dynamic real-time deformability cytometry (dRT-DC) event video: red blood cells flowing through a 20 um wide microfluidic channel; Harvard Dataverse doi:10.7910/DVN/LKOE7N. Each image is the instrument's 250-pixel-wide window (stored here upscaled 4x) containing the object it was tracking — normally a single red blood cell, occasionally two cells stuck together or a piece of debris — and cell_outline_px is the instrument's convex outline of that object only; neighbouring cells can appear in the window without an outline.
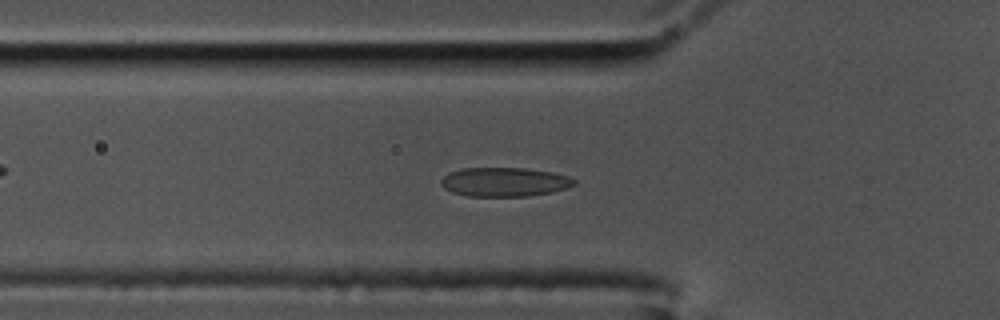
{"species": "common noctule bat (a hibernating species)", "species_latin": "Nyctalus noctula", "temperature_condition": "cold", "stored_images_in_passage": 51, "camera_frame_rate_fps": 3000, "um_per_image_px": 0.085, "animal": {"sex": "male", "body_mass_g": 17.5, "forearm_length_mm": 52.3}, "frame": {"image": 1, "passage_image": 11, "time_ms": 3.333, "image_size_px": [1000, 320], "cell_outline_px": [[576, 184], [568, 188], [552, 192], [528, 196], [468, 196], [452, 192], [444, 188], [440, 184], [440, 180], [448, 172], [464, 168], [524, 168], [552, 172], [568, 176], [576, 180]], "centroid_in_image_um": [42.88, 15.47], "position_along_channel_um": 82.9, "area_um2": 22.66}}
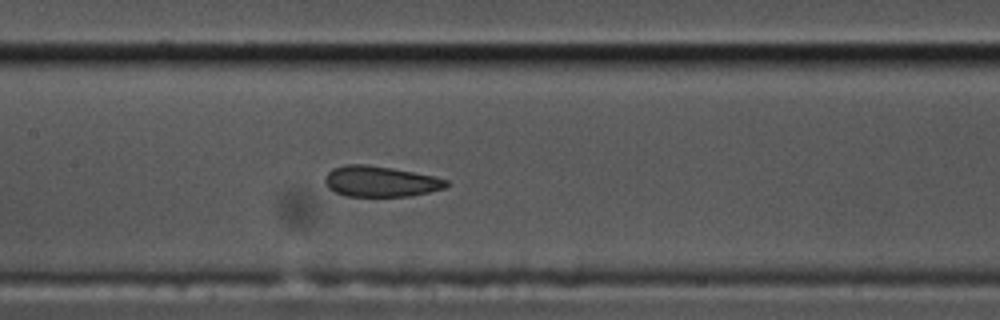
{"frame": {"image": 2, "passage_image": 19, "time_ms": 6.0, "image_size_px": [1000, 320], "cell_outline_px": [[448, 184], [444, 188], [428, 192], [408, 196], [344, 196], [328, 188], [324, 180], [328, 172], [332, 168], [344, 164], [364, 164], [392, 168], [432, 176], [448, 180]], "centroid_in_image_um": [32.29, 15.42], "position_along_channel_um": 175.1, "area_um2": 21.56}}
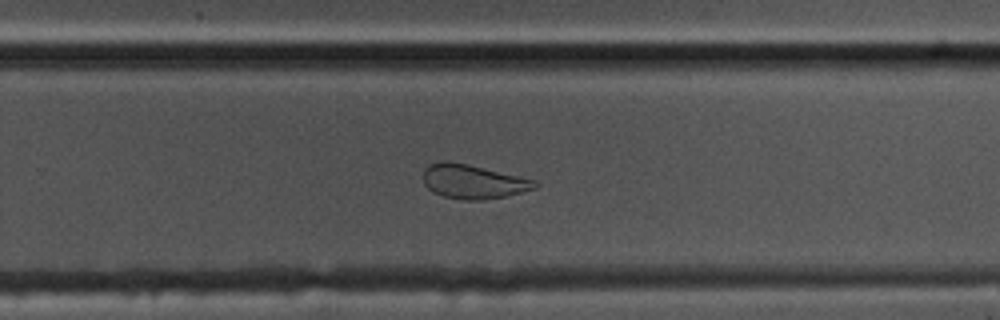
{"frame": {"image": 3, "passage_image": 29, "time_ms": 9.333, "image_size_px": [1000, 320], "cell_outline_px": [[540, 184], [536, 188], [504, 196], [480, 200], [464, 200], [444, 196], [432, 192], [424, 184], [424, 168], [428, 164], [444, 160], [468, 164], [536, 180]], "centroid_in_image_um": [40.19, 15.42], "position_along_channel_um": 289.6, "area_um2": 22.14}, "authors_computed_cell_mechanics": {"area_um2": 23.2356, "velocity_mm_per_s": 3.4414, "shape_relaxation_time_tau1_ms": null, "shape_relaxation_time_tau2_ms": 1.2914, "deformation_change_tau1": null, "deformation_change_tau2": 0.0812}}